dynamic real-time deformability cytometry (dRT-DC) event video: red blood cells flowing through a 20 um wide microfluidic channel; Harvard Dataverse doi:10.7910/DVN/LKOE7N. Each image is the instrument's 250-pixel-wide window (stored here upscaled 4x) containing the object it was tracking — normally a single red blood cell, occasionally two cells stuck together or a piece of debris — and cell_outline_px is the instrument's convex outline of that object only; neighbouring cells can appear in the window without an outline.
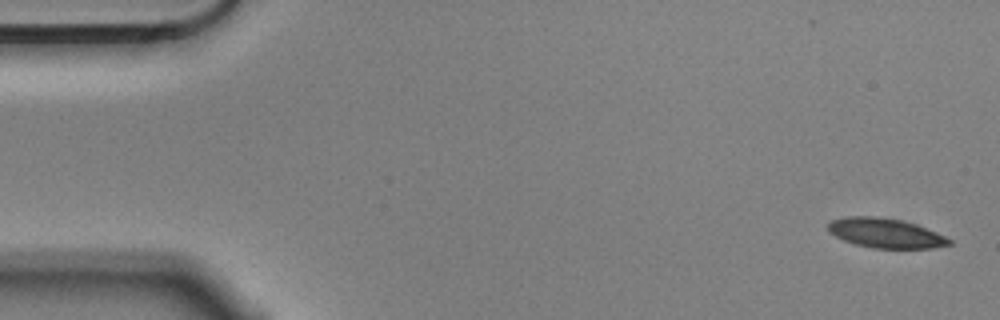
{"species": "Egyptian fruit bat (a non-hibernating species)", "species_latin": "Rousettus aegyptiacus", "temperature_condition": "cold", "stored_images_in_passage": 5, "camera_frame_rate_fps": 3000, "um_per_image_px": 0.085, "animal": {"sex": "male"}, "frame": {"image": 1, "passage_image": 1, "time_ms": 0.0, "image_size_px": [1000, 320], "cell_outline_px": [[952, 244], [932, 248], [872, 248], [856, 244], [844, 240], [828, 232], [828, 224], [832, 220], [848, 216], [872, 216], [900, 220], [916, 224], [936, 232], [952, 240]], "centroid_in_image_um": [75.27, 19.81], "position_along_channel_um": 9.7, "area_um2": 20.69}}